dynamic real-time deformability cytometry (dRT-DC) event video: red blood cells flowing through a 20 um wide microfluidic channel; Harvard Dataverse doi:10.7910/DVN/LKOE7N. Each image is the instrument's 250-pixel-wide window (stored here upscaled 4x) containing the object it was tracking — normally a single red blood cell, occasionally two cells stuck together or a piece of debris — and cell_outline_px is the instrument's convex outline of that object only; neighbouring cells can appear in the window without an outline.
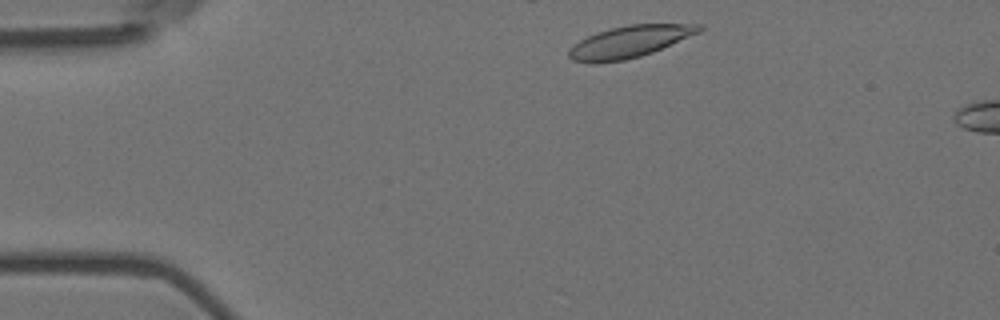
{"species": "Egyptian fruit bat (a non-hibernating species)", "species_latin": "Rousettus aegyptiacus", "temperature_condition": "room temperature", "stored_images_in_passage": 2, "camera_frame_rate_fps": 3000, "um_per_image_px": 0.085, "animal": {"sex": "female"}, "frame": {"image": 1, "passage_image": 1, "time_ms": 0.0, "image_size_px": [1000, 320], "cell_outline_px": [[704, 28], [700, 32], [652, 52], [640, 56], [624, 60], [572, 60], [568, 56], [568, 52], [580, 40], [596, 32], [628, 24], [704, 24]], "centroid_in_image_um": [53.61, 3.49], "position_along_channel_um": 31.4, "area_um2": 23.24}}